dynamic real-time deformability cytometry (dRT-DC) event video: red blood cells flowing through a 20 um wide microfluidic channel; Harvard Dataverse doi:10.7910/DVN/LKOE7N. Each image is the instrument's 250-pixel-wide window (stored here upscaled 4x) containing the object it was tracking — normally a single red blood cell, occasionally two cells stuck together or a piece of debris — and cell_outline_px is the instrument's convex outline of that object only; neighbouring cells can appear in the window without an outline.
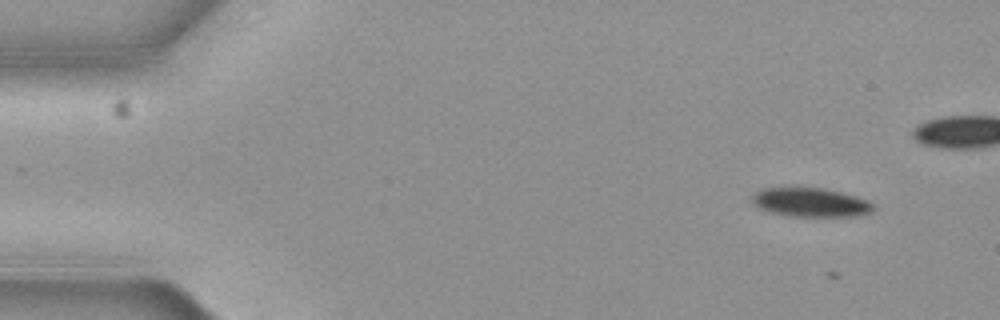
{"species": "common noctule bat (a hibernating species)", "species_latin": "Nyctalus noctula", "temperature_condition": "cold", "stored_images_in_passage": 7, "camera_frame_rate_fps": 3000, "um_per_image_px": 0.085, "animal": {"sex": "female", "body_mass_g": 19.3, "forearm_length_mm": 54.1}, "frame": {"image": 1, "passage_image": 1, "time_ms": 0.0, "image_size_px": [1000, 320], "cell_outline_px": [[872, 208], [868, 212], [860, 216], [792, 216], [772, 212], [760, 208], [752, 200], [752, 196], [756, 192], [764, 188], [824, 188], [840, 192], [868, 200], [872, 204]], "centroid_in_image_um": [68.9, 17.2], "position_along_channel_um": 16.1, "area_um2": 19.94}}
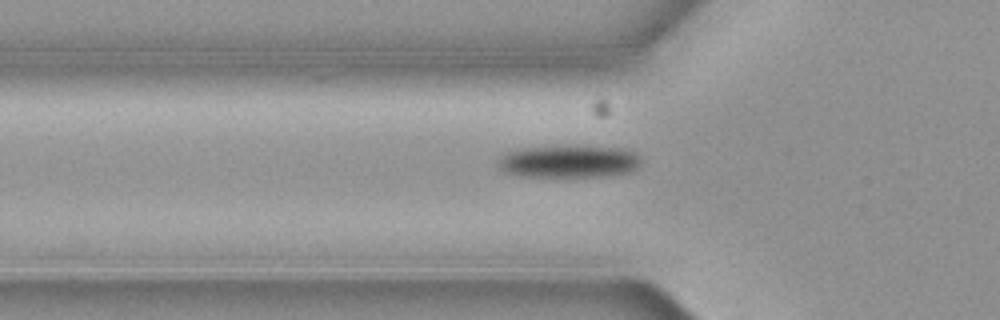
{"frame": {"image": 2, "passage_image": 7, "time_ms": 2.0, "image_size_px": [1000, 320], "cell_outline_px": [[640, 164], [636, 168], [628, 172], [612, 176], [520, 176], [508, 172], [500, 168], [500, 160], [508, 152], [520, 148], [564, 144], [588, 144], [624, 148], [640, 156]], "centroid_in_image_um": [48.44, 13.67], "position_along_channel_um": 77.4, "area_um2": 27.69}}